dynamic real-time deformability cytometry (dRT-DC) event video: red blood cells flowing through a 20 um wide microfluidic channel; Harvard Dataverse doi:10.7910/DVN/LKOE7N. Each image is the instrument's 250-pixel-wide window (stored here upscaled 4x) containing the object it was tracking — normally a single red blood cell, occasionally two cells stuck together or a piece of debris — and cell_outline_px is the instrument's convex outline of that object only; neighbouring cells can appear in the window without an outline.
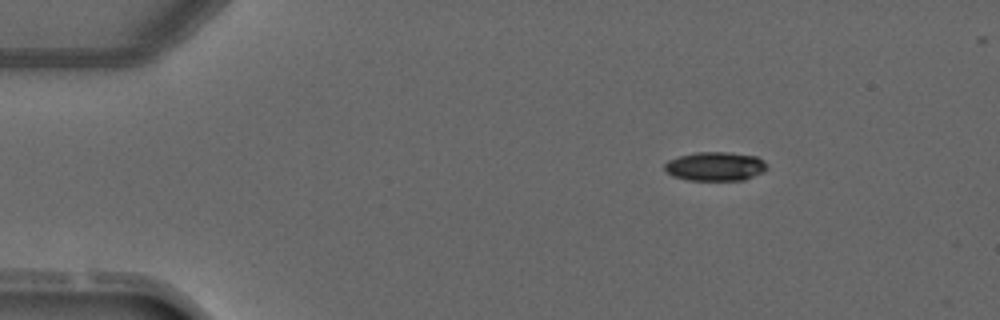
{"species": "common noctule bat (a hibernating species)", "species_latin": "Nyctalus noctula", "temperature_condition": "warm", "stored_images_in_passage": 2, "camera_frame_rate_fps": 3000, "um_per_image_px": 0.085, "animal": {"sex": "male", "forearm_length_mm": 52.5}, "frame": {"image": 1, "passage_image": 1, "time_ms": 0.0, "image_size_px": [1000, 320], "cell_outline_px": [[768, 168], [764, 172], [744, 180], [688, 180], [672, 176], [664, 168], [664, 164], [668, 160], [680, 156], [696, 152], [728, 152], [756, 156], [764, 160], [768, 164]], "centroid_in_image_um": [60.83, 14.14], "position_along_channel_um": 24.2, "area_um2": 17.4}}